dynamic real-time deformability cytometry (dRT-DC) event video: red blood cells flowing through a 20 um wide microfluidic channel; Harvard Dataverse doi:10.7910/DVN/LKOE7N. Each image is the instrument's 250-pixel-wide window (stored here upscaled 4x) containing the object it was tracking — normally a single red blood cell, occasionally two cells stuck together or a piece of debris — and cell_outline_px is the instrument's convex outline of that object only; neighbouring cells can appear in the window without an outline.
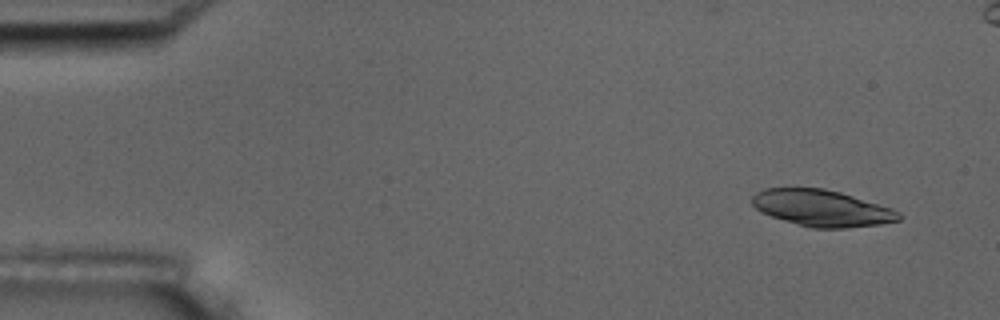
{"species": "common noctule bat (a hibernating species)", "species_latin": "Nyctalus noctula", "temperature_condition": "room temperature", "stored_images_in_passage": 5, "camera_frame_rate_fps": 3000, "um_per_image_px": 0.085, "animal": {"sex": "male", "body_mass_g": 17.5, "forearm_length_mm": 52.3}, "frame": {"image": 1, "passage_image": 1, "time_ms": 0.0, "image_size_px": [1000, 320], "cell_outline_px": [[904, 216], [900, 220], [880, 224], [848, 228], [812, 228], [784, 220], [772, 216], [756, 208], [752, 204], [752, 196], [756, 192], [764, 188], [824, 188], [840, 192], [892, 208], [900, 212]], "centroid_in_image_um": [69.9, 17.69], "position_along_channel_um": 15.1, "area_um2": 31.1}}